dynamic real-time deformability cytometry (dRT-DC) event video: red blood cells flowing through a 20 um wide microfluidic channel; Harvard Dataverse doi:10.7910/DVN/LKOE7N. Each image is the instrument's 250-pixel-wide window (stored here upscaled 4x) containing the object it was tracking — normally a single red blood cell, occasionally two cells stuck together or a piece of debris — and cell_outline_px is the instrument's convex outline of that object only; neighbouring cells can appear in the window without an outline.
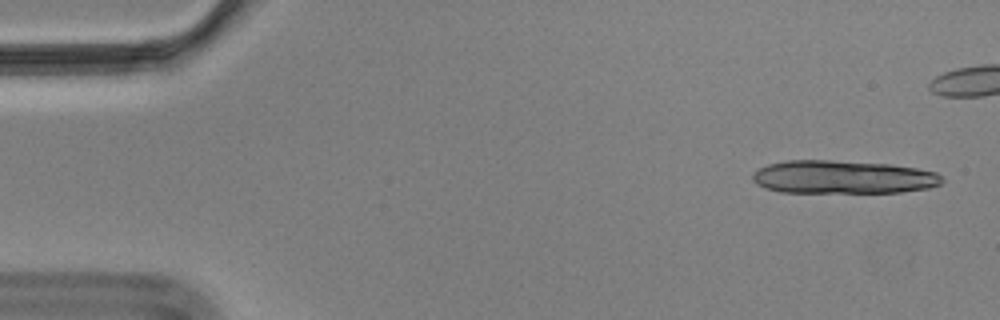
{"species": "Egyptian fruit bat (a non-hibernating species)", "species_latin": "Rousettus aegyptiacus", "temperature_condition": "cold", "stored_images_in_passage": 12, "camera_frame_rate_fps": 3000, "um_per_image_px": 0.085, "animal": {"sex": "male"}, "frame": {"image": 1, "passage_image": 1, "time_ms": 0.0, "image_size_px": [1000, 320], "cell_outline_px": [[944, 180], [940, 184], [928, 188], [900, 192], [780, 192], [764, 188], [756, 184], [752, 180], [752, 172], [768, 164], [788, 160], [832, 160], [888, 164], [916, 168], [936, 172]], "centroid_in_image_um": [71.61, 15.05], "position_along_channel_um": 13.4, "area_um2": 36.7}}